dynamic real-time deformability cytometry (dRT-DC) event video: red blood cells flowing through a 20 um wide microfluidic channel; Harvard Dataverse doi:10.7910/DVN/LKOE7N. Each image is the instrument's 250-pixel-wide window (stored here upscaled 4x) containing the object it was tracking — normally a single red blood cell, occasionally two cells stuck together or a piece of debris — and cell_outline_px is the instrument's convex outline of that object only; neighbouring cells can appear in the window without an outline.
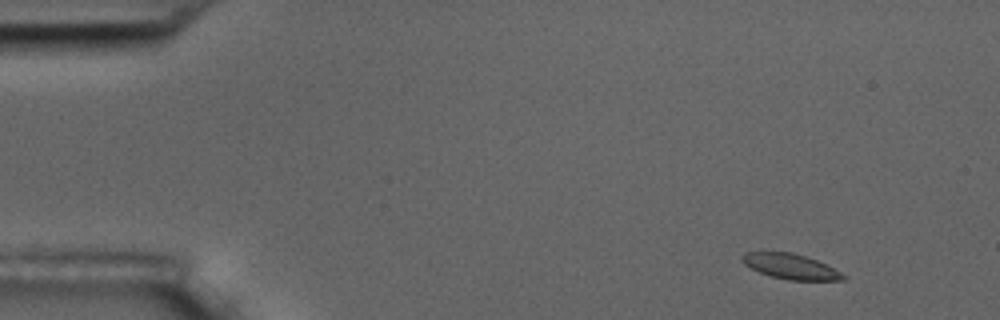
{"species": "common noctule bat (a hibernating species)", "species_latin": "Nyctalus noctula", "temperature_condition": "room temperature", "stored_images_in_passage": 4, "camera_frame_rate_fps": 3000, "um_per_image_px": 0.085, "animal": {"sex": "male", "body_mass_g": 17.5, "forearm_length_mm": 52.3}, "frame": {"image": 1, "passage_image": 1, "time_ms": 0.0, "image_size_px": [1000, 320], "cell_outline_px": [[848, 276], [844, 280], [788, 280], [772, 276], [760, 272], [744, 264], [740, 260], [740, 256], [744, 252], [792, 252], [816, 260]], "centroid_in_image_um": [67.17, 22.64], "position_along_channel_um": 17.8, "area_um2": 14.68}}
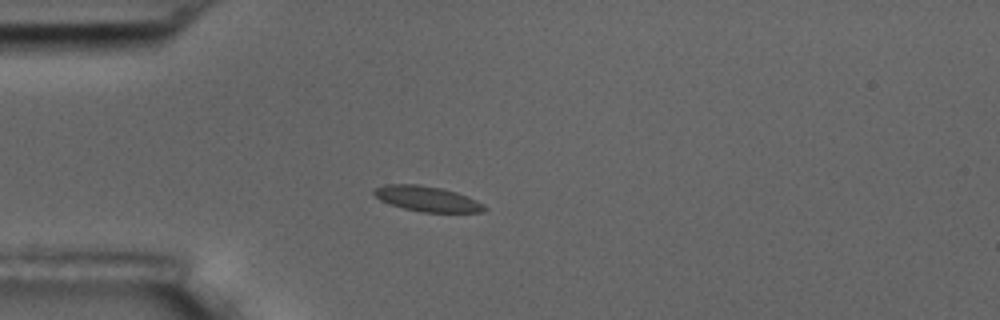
{"frame": {"image": 2, "passage_image": 4, "time_ms": 3.333, "image_size_px": [1000, 320], "cell_outline_px": [[488, 208], [484, 212], [420, 212], [404, 208], [380, 200], [372, 192], [372, 188], [384, 184], [416, 184], [440, 188], [456, 192], [468, 196], [484, 204]], "centroid_in_image_um": [36.3, 16.89], "position_along_channel_um": 48.7, "area_um2": 16.3}}